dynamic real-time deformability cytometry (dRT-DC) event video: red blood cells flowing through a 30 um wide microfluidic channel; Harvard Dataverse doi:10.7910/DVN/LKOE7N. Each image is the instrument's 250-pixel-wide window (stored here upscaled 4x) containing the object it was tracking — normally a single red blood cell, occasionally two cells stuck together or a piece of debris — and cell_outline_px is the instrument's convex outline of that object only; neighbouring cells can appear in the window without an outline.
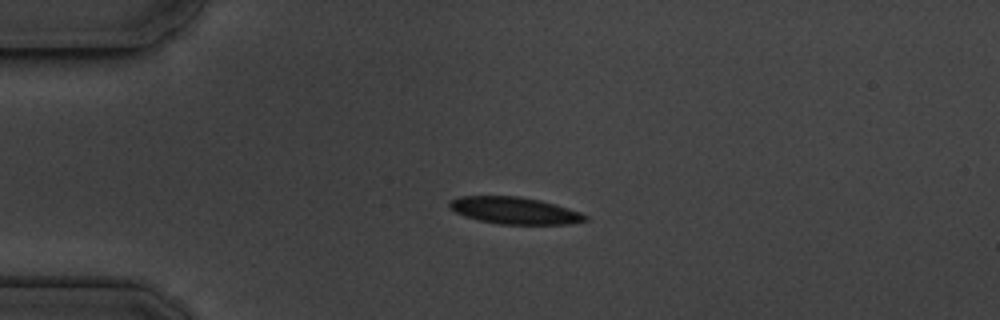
{"species": "common noctule bat (a hibernating species)", "species_latin": "Nyctalus noctula", "temperature_condition": "cold", "stored_images_in_passage": 52, "camera_frame_rate_fps": 3000, "um_per_image_px": 0.085, "animal": {"sex": "male", "body_mass_g": 19.5, "forearm_length_mm": 54.6}, "frame": {"image": 1, "passage_image": 10, "time_ms": 3.0, "image_size_px": [1000, 320], "cell_outline_px": [[588, 220], [568, 224], [500, 224], [480, 220], [464, 216], [456, 212], [448, 204], [452, 200], [460, 196], [520, 196], [540, 200], [580, 212], [588, 216]], "centroid_in_image_um": [43.75, 17.89], "position_along_channel_um": 41.2, "area_um2": 21.04}}
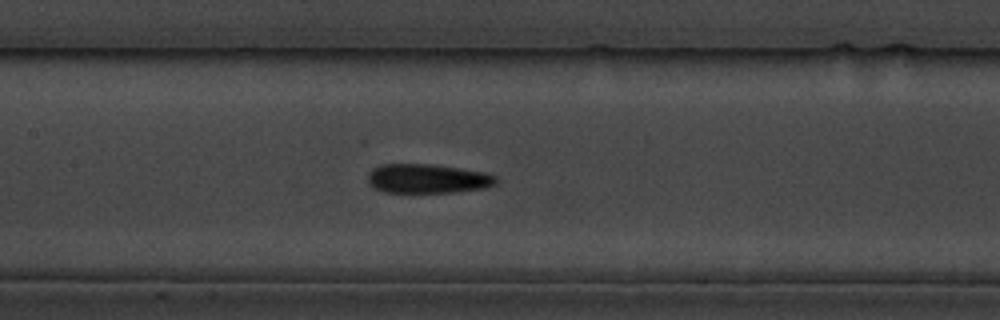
{"frame": {"image": 2, "passage_image": 23, "time_ms": 7.333, "image_size_px": [1000, 320], "cell_outline_px": [[500, 180], [496, 184], [484, 188], [456, 192], [384, 192], [372, 188], [368, 184], [368, 172], [372, 168], [380, 164], [432, 164], [460, 168], [484, 172], [496, 176]], "centroid_in_image_um": [36.32, 15.18], "position_along_channel_um": 171.1, "area_um2": 22.14}}
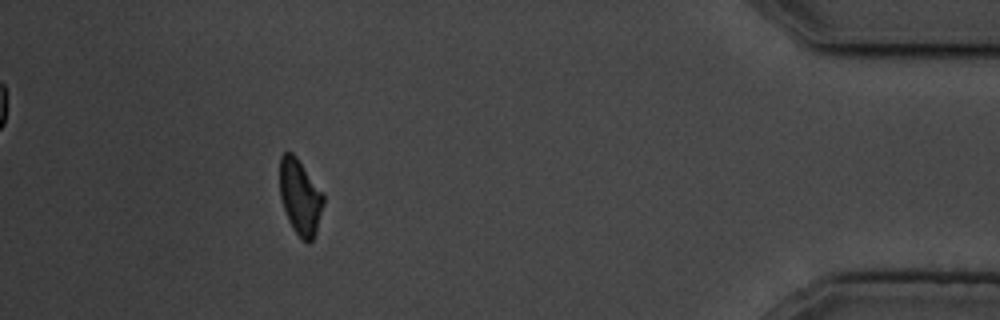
{"frame": {"image": 3, "passage_image": 47, "time_ms": 15.333, "image_size_px": [1000, 320], "cell_outline_px": [[324, 204], [316, 232], [312, 240], [308, 244], [292, 228], [288, 220], [280, 196], [280, 156], [284, 152], [292, 152], [296, 156], [324, 192]], "centroid_in_image_um": [25.53, 16.72], "position_along_channel_um": 409.7, "area_um2": 19.31}}